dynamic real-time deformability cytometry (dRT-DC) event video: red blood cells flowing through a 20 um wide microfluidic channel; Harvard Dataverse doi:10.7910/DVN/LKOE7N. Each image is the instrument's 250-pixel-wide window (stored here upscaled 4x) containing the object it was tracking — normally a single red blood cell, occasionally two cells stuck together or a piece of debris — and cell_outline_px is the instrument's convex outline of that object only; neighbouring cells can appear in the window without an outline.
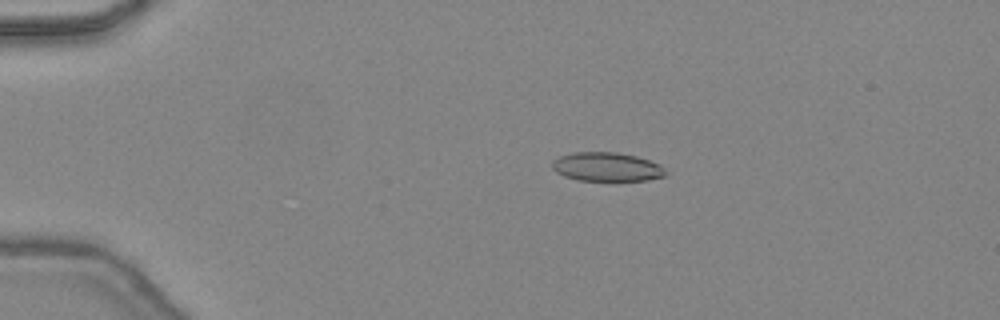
{"species": "common noctule bat (a hibernating species)", "species_latin": "Nyctalus noctula", "temperature_condition": "warm", "stored_images_in_passage": 46, "camera_frame_rate_fps": 3000, "um_per_image_px": 0.085, "animal": {"sex": "female", "body_mass_g": 24.6, "forearm_length_mm": 56.2}, "frame": {"image": 1, "passage_image": 10, "time_ms": 3.0, "image_size_px": [1000, 320], "cell_outline_px": [[668, 172], [664, 176], [648, 180], [576, 180], [564, 176], [556, 172], [552, 168], [552, 160], [560, 156], [572, 152], [616, 152], [636, 156], [660, 164]], "centroid_in_image_um": [51.56, 14.18], "position_along_channel_um": 33.4, "area_um2": 19.13}}
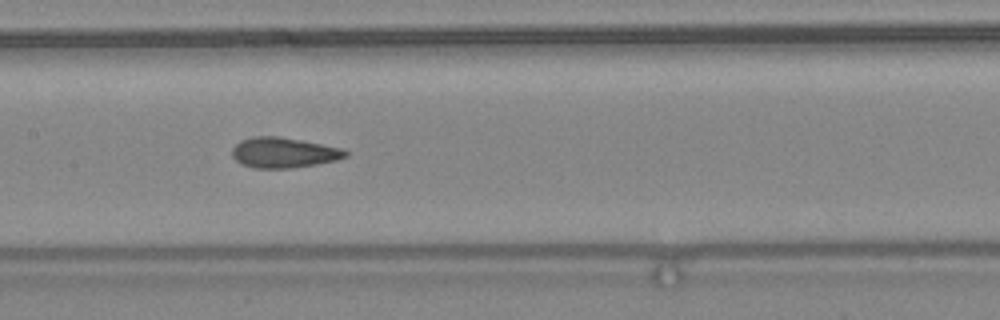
{"frame": {"image": 2, "passage_image": 24, "time_ms": 7.667, "image_size_px": [1000, 320], "cell_outline_px": [[348, 156], [336, 160], [316, 164], [292, 168], [256, 168], [244, 164], [236, 160], [232, 156], [232, 148], [240, 140], [256, 136], [276, 136], [300, 140], [344, 148], [348, 152]], "centroid_in_image_um": [24.13, 12.97], "position_along_channel_um": 183.3, "area_um2": 19.94}}
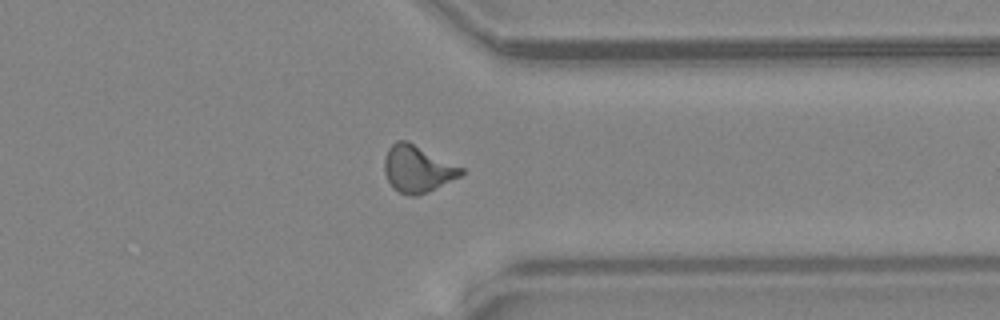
{"frame": {"image": 3, "passage_image": 37, "time_ms": 12.0, "image_size_px": [1000, 320], "cell_outline_px": [[464, 172], [460, 176], [416, 196], [408, 196], [400, 192], [388, 180], [384, 172], [384, 160], [388, 148], [396, 140], [404, 140], [464, 168]], "centroid_in_image_um": [35.46, 14.35], "position_along_channel_um": 375.9, "area_um2": 20.29}, "authors_computed_cell_mechanics": {"area_um2": 19.7387, "velocity_mm_per_s": 4.5019, "shape_relaxation_time_tau1_ms": null, "shape_relaxation_time_tau2_ms": 1.6011, "deformation_change_tau1": null, "deformation_change_tau2": 0.1006}}